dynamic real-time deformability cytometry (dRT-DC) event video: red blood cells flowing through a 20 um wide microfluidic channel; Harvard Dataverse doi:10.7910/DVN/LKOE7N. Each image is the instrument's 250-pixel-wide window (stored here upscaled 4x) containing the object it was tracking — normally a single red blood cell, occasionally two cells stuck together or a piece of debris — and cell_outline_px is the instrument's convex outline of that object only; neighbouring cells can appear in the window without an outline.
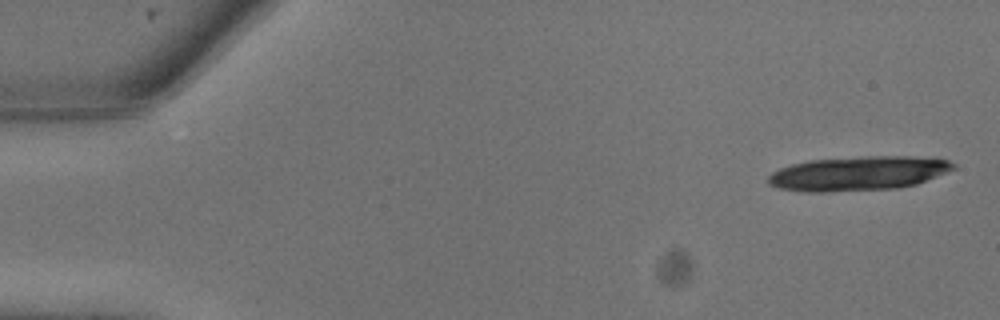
{"species": "common noctule bat (a hibernating species)", "species_latin": "Nyctalus noctula", "temperature_condition": "warm", "stored_images_in_passage": 9, "camera_frame_rate_fps": 3000, "um_per_image_px": 0.085, "animal": {"sex": "male", "body_mass_g": 13.3}, "frame": {"image": 1, "passage_image": 1, "time_ms": 0.0, "image_size_px": [1000, 320], "cell_outline_px": [[956, 168], [916, 184], [896, 188], [824, 192], [808, 192], [776, 188], [768, 184], [768, 176], [772, 172], [780, 168], [792, 164], [808, 160], [860, 156], [936, 156], [948, 160], [956, 164]], "centroid_in_image_um": [72.97, 14.72], "position_along_channel_um": 12.0, "area_um2": 37.4}}